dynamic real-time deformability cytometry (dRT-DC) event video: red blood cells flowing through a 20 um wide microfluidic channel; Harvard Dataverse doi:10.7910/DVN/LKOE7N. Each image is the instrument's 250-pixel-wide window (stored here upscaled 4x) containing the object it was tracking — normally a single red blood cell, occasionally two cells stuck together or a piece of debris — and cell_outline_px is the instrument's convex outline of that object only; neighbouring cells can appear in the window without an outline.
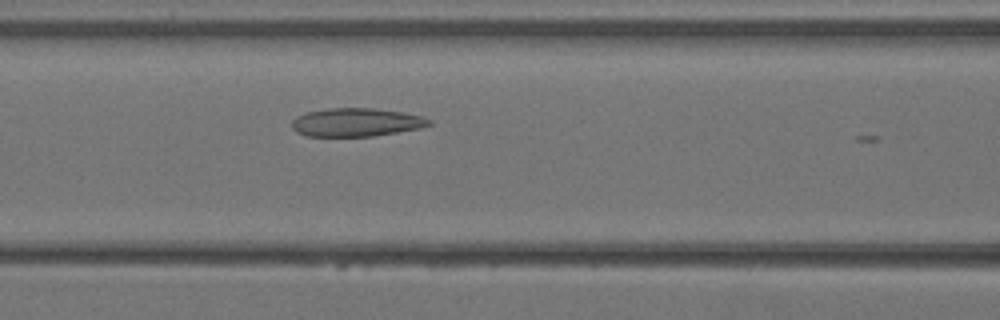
{"species": "Egyptian fruit bat (a non-hibernating species)", "species_latin": "Rousettus aegyptiacus", "temperature_condition": "warm", "stored_images_in_passage": 10, "camera_frame_rate_fps": 3000, "um_per_image_px": 0.085, "animal": {"sex": "female"}, "frame": {"image": 1, "passage_image": 6, "time_ms": 1.667, "image_size_px": [1000, 320], "cell_outline_px": [[432, 124], [420, 128], [372, 136], [308, 136], [296, 132], [292, 128], [292, 120], [296, 116], [304, 112], [328, 108], [376, 108], [404, 112], [424, 116], [432, 120]], "centroid_in_image_um": [30.29, 10.38], "position_along_channel_um": 136.3, "area_um2": 22.89}}
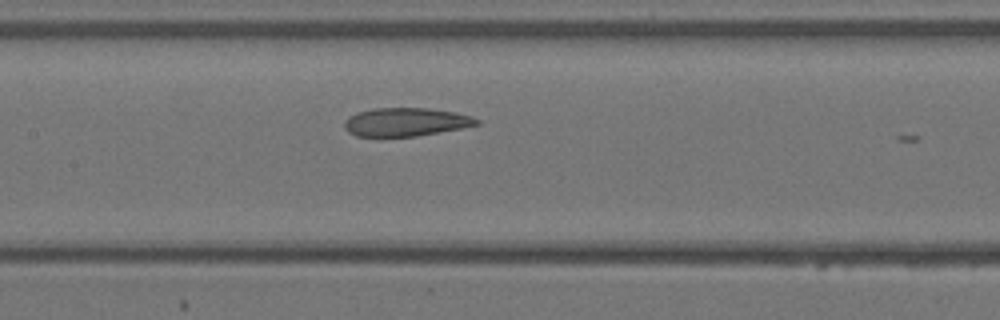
{"frame": {"image": 2, "passage_image": 8, "time_ms": 2.333, "image_size_px": [1000, 320], "cell_outline_px": [[480, 124], [460, 128], [416, 136], [356, 136], [348, 132], [344, 128], [344, 124], [348, 116], [356, 112], [372, 108], [428, 108], [456, 112], [472, 116], [480, 120]], "centroid_in_image_um": [34.47, 10.36], "position_along_channel_um": 172.9, "area_um2": 21.91}}